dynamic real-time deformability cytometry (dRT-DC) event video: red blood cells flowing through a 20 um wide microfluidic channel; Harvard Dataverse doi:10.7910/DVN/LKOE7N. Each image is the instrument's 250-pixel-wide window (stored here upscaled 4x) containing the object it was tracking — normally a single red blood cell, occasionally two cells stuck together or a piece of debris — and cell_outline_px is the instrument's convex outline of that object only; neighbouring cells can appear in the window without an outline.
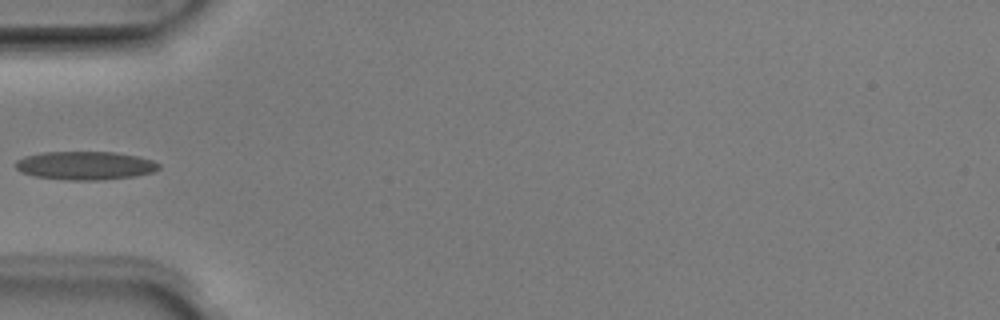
{"species": "Egyptian fruit bat (a non-hibernating species)", "species_latin": "Rousettus aegyptiacus", "temperature_condition": "room temperature", "stored_images_in_passage": 5, "camera_frame_rate_fps": 3000, "um_per_image_px": 0.085, "animal": {"sex": "male"}, "frame": {"image": 1, "passage_image": 4, "time_ms": 1.0, "image_size_px": [1000, 320], "cell_outline_px": [[160, 168], [152, 172], [136, 176], [100, 180], [68, 180], [36, 176], [20, 172], [16, 168], [16, 160], [24, 156], [40, 152], [116, 152], [136, 156], [152, 160], [160, 164]], "centroid_in_image_um": [7.23, 14.07], "position_along_channel_um": 77.8, "area_um2": 23.76}}
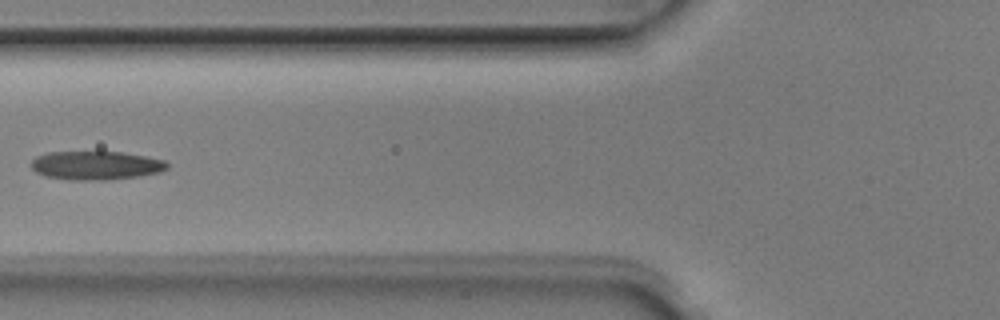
{"frame": {"image": 2, "passage_image": 5, "time_ms": 1.333, "image_size_px": [1000, 320], "cell_outline_px": [[168, 168], [160, 172], [140, 176], [104, 180], [72, 180], [44, 176], [36, 172], [28, 164], [36, 156], [48, 152], [120, 152], [144, 156], [164, 160], [168, 164]], "centroid_in_image_um": [8.12, 14.06], "position_along_channel_um": 117.7, "area_um2": 22.77}}